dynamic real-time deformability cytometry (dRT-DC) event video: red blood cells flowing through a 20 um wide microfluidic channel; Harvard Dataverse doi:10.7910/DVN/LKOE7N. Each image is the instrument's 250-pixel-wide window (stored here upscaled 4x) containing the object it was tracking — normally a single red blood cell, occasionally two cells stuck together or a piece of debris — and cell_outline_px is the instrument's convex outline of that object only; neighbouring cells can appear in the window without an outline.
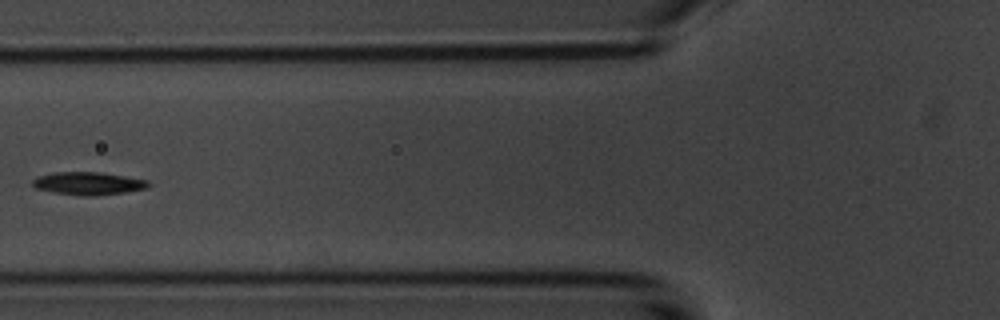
{"species": "common noctule bat (a hibernating species)", "species_latin": "Nyctalus noctula", "temperature_condition": "room temperature", "stored_images_in_passage": 3, "camera_frame_rate_fps": 3000, "um_per_image_px": 0.085, "animal": {"sex": "male", "body_mass_g": 20.1, "forearm_length_mm": 53.5}, "frame": {"image": 1, "passage_image": 3, "time_ms": 2.333, "image_size_px": [1000, 320], "cell_outline_px": [[152, 184], [148, 188], [124, 192], [96, 196], [84, 196], [52, 192], [36, 188], [32, 184], [32, 180], [36, 176], [52, 172], [100, 172], [148, 180]], "centroid_in_image_um": [7.5, 15.59], "position_along_channel_um": 118.3, "area_um2": 15.55}}